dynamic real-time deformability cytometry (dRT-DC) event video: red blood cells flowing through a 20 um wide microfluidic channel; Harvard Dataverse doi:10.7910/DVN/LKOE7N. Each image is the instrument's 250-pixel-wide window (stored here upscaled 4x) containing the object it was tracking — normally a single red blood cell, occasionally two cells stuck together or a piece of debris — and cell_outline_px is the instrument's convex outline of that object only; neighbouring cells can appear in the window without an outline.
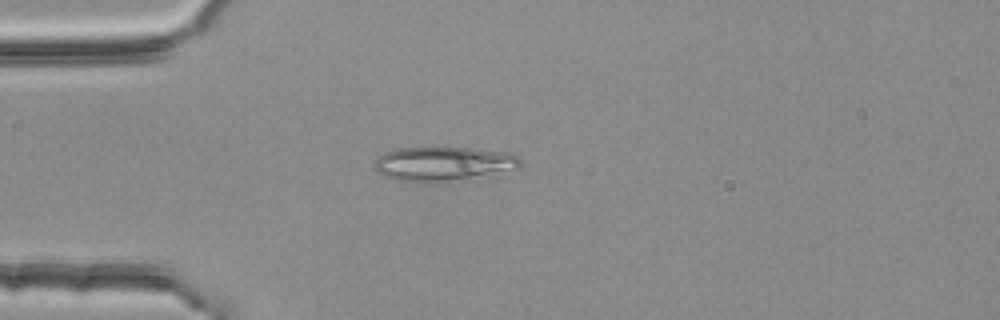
{"species": "common noctule bat (a hibernating species)", "species_latin": "Nyctalus noctula", "temperature_condition": "room temperature", "stored_images_in_passage": 3, "camera_frame_rate_fps": 3000, "um_per_image_px": 0.085, "animal": {"sex": "female", "body_mass_g": 25.1}, "frame": {"image": 1, "passage_image": 3, "time_ms": 0.667, "image_size_px": [1000, 320], "cell_outline_px": [[520, 164], [516, 168], [436, 184], [416, 184], [396, 180], [384, 176], [376, 168], [376, 160], [384, 152], [400, 148], [472, 148], [504, 152], [516, 156], [520, 160]], "centroid_in_image_um": [37.59, 13.95], "position_along_channel_um": 47.4, "area_um2": 28.84}}